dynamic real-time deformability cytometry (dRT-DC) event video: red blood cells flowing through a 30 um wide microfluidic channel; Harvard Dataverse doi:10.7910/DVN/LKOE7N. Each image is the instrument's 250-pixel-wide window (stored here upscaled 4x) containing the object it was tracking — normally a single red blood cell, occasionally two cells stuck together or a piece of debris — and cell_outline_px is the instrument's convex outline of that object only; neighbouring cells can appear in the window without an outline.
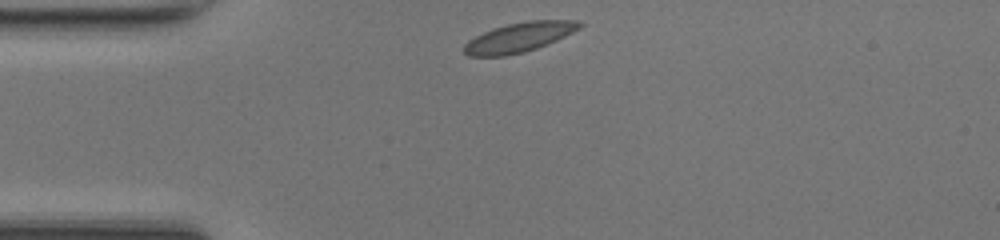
{"species": "common noctule bat (a hibernating species)", "species_latin": "Nyctalus noctula", "temperature_condition": "room temperature", "stored_images_in_passage": 14, "camera_frame_rate_fps": 3000, "um_per_image_px": 0.085, "animal": {"sex": "female", "body_mass_g": 17.0, "forearm_length_mm": 48.0}, "frame": {"image": 1, "passage_image": 1, "time_ms": 0.0, "image_size_px": [1000, 240], "cell_outline_px": [[584, 24], [580, 28], [556, 40], [536, 48], [524, 52], [504, 56], [468, 56], [464, 52], [464, 44], [468, 40], [484, 32], [508, 24], [528, 20], [580, 20]], "centroid_in_image_um": [44.14, 3.17], "position_along_channel_um": 40.9, "area_um2": 19.71}}
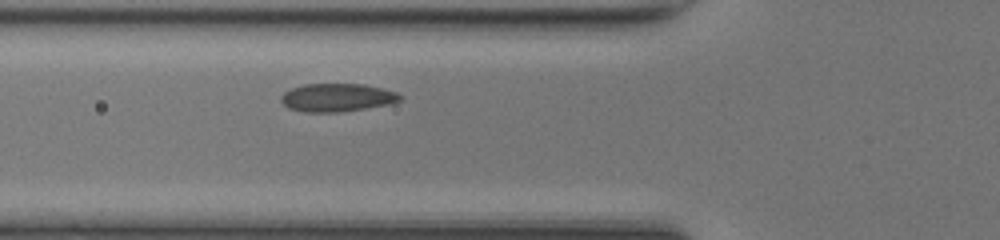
{"frame": {"image": 2, "passage_image": 7, "time_ms": 2.0, "image_size_px": [1000, 240], "cell_outline_px": [[404, 100], [388, 104], [364, 108], [336, 112], [304, 112], [288, 108], [280, 100], [280, 96], [288, 88], [304, 84], [364, 84], [396, 92], [404, 96]], "centroid_in_image_um": [28.63, 8.28], "position_along_channel_um": 97.2, "area_um2": 19.59}}
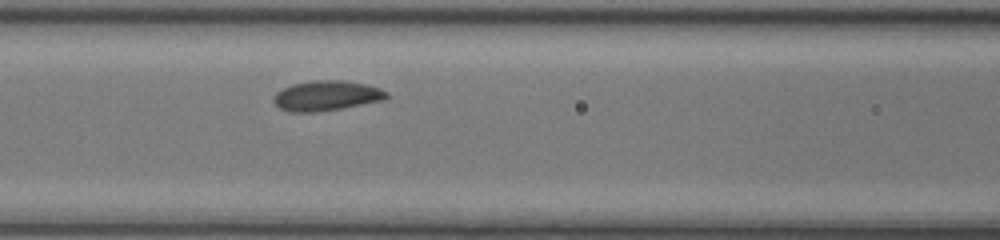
{"frame": {"image": 3, "passage_image": 10, "time_ms": 3.0, "image_size_px": [1000, 240], "cell_outline_px": [[388, 96], [384, 100], [340, 108], [316, 112], [288, 112], [280, 108], [272, 100], [276, 92], [292, 84], [312, 80], [344, 80], [364, 84], [380, 88], [388, 92]], "centroid_in_image_um": [27.73, 8.13], "position_along_channel_um": 138.9, "area_um2": 19.71}}